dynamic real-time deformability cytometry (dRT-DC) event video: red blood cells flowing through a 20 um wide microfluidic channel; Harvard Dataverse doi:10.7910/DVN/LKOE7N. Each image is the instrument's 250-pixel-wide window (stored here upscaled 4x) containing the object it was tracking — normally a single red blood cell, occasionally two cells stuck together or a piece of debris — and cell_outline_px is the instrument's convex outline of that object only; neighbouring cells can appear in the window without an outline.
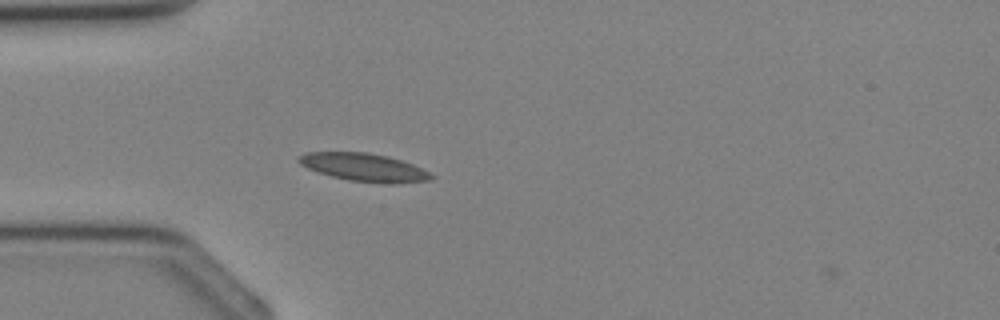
{"species": "Egyptian fruit bat (a non-hibernating species)", "species_latin": "Rousettus aegyptiacus", "temperature_condition": "cold", "stored_images_in_passage": 5, "camera_frame_rate_fps": 3000, "um_per_image_px": 0.085, "animal": {"sex": "female"}, "frame": {"image": 1, "passage_image": 4, "time_ms": 1.0, "image_size_px": [1000, 320], "cell_outline_px": [[436, 176], [432, 180], [396, 184], [392, 184], [348, 180], [332, 176], [308, 168], [300, 164], [296, 160], [304, 152], [368, 152], [388, 156], [412, 164]], "centroid_in_image_um": [30.97, 14.22], "position_along_channel_um": 54.0, "area_um2": 21.56}}